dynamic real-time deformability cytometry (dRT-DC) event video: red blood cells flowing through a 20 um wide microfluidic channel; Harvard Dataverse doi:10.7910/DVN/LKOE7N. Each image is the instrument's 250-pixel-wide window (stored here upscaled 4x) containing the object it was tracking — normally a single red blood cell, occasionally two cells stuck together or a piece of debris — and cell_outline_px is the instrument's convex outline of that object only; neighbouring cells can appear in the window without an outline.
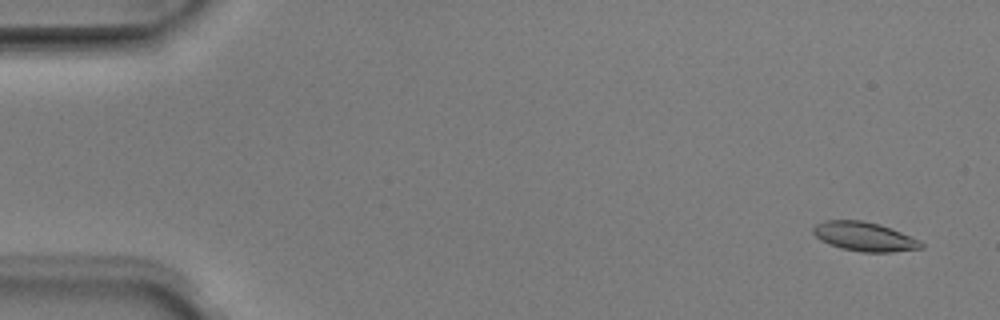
{"species": "Egyptian fruit bat (a non-hibernating species)", "species_latin": "Rousettus aegyptiacus", "temperature_condition": "room temperature", "stored_images_in_passage": 5, "camera_frame_rate_fps": 3000, "um_per_image_px": 0.085, "animal": {"sex": "male"}, "frame": {"image": 1, "passage_image": 1, "time_ms": 0.0, "image_size_px": [1000, 320], "cell_outline_px": [[924, 248], [892, 252], [860, 252], [840, 248], [828, 244], [820, 240], [812, 232], [812, 228], [816, 224], [824, 220], [860, 220], [880, 224], [892, 228], [920, 240], [924, 244]], "centroid_in_image_um": [73.47, 20.11], "position_along_channel_um": 11.5, "area_um2": 18.55}}
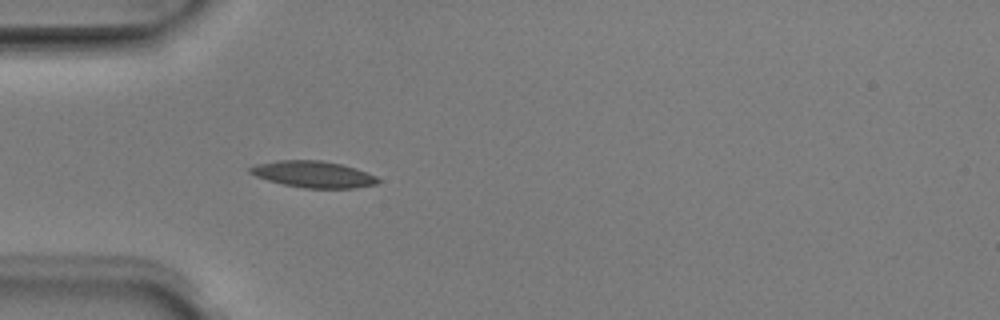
{"frame": {"image": 2, "passage_image": 5, "time_ms": 1.333, "image_size_px": [1000, 320], "cell_outline_px": [[380, 180], [376, 184], [356, 188], [304, 188], [284, 184], [268, 180], [256, 176], [248, 172], [248, 168], [256, 164], [280, 160], [320, 160], [340, 164], [356, 168], [376, 176]], "centroid_in_image_um": [26.63, 14.81], "position_along_channel_um": 58.4, "area_um2": 19.65}}